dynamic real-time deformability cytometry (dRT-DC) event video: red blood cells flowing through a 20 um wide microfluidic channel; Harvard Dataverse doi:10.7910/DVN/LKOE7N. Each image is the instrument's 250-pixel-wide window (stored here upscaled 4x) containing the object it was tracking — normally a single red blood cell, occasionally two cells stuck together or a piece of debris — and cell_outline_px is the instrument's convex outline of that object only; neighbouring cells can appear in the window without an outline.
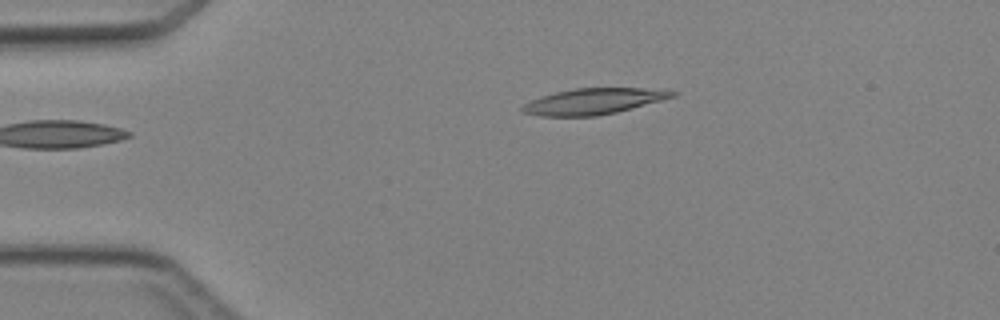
{"species": "Egyptian fruit bat (a non-hibernating species)", "species_latin": "Rousettus aegyptiacus", "temperature_condition": "cold", "stored_images_in_passage": 6, "camera_frame_rate_fps": 3000, "um_per_image_px": 0.085, "animal": {"sex": "female"}, "frame": {"image": 1, "passage_image": 6, "time_ms": 6.667, "image_size_px": [1000, 320], "cell_outline_px": [[680, 92], [676, 96], [616, 112], [596, 116], [540, 116], [524, 112], [520, 108], [524, 104], [540, 96], [556, 92], [576, 88], [640, 88]], "centroid_in_image_um": [50.43, 8.61], "position_along_channel_um": 34.6, "area_um2": 22.37}}